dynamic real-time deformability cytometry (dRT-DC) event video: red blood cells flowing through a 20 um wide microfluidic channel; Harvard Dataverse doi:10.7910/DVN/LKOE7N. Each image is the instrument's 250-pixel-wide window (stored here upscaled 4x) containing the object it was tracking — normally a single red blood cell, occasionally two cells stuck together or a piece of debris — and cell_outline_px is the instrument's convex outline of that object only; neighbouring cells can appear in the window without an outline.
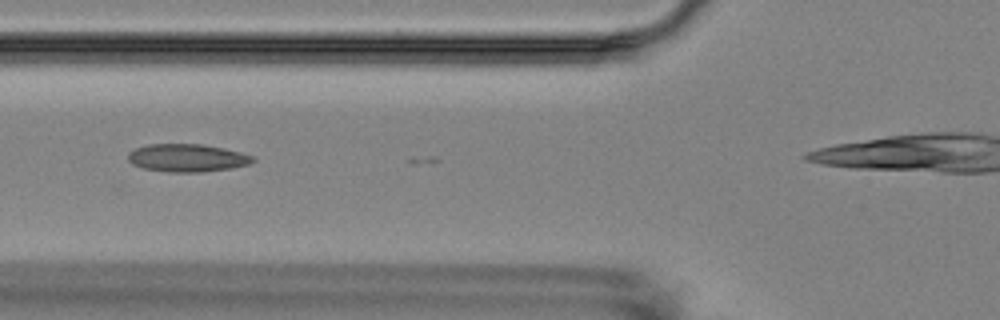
{"species": "Egyptian fruit bat (a non-hibernating species)", "species_latin": "Rousettus aegyptiacus", "temperature_condition": "room temperature", "stored_images_in_passage": 7, "camera_frame_rate_fps": 3000, "um_per_image_px": 0.085, "animal": {"sex": "female"}, "frame": {"image": 1, "passage_image": 4, "time_ms": 3.667, "image_size_px": [1000, 320], "cell_outline_px": [[256, 160], [248, 164], [232, 168], [200, 172], [168, 172], [144, 168], [132, 164], [128, 160], [128, 152], [136, 148], [148, 144], [204, 144], [224, 148], [240, 152], [252, 156]], "centroid_in_image_um": [15.9, 13.42], "position_along_channel_um": 109.9, "area_um2": 20.23}}
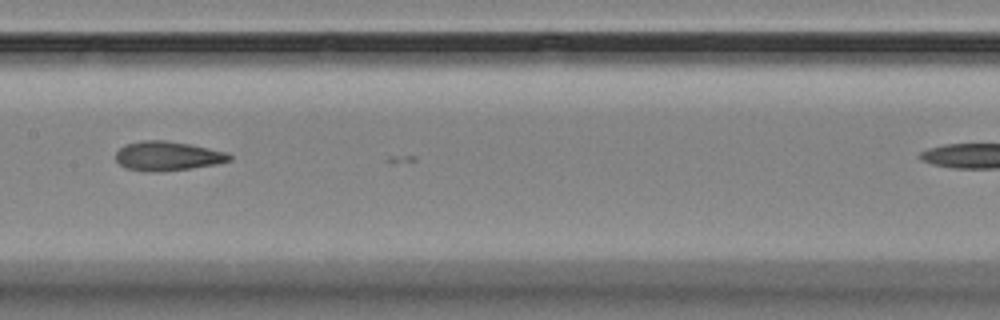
{"frame": {"image": 2, "passage_image": 6, "time_ms": 6.0, "image_size_px": [1000, 320], "cell_outline_px": [[232, 160], [220, 164], [192, 168], [160, 172], [148, 172], [124, 168], [116, 160], [116, 152], [124, 144], [144, 140], [164, 140], [188, 144], [228, 152], [232, 156]], "centroid_in_image_um": [14.26, 13.27], "position_along_channel_um": 193.1, "area_um2": 19.65}}